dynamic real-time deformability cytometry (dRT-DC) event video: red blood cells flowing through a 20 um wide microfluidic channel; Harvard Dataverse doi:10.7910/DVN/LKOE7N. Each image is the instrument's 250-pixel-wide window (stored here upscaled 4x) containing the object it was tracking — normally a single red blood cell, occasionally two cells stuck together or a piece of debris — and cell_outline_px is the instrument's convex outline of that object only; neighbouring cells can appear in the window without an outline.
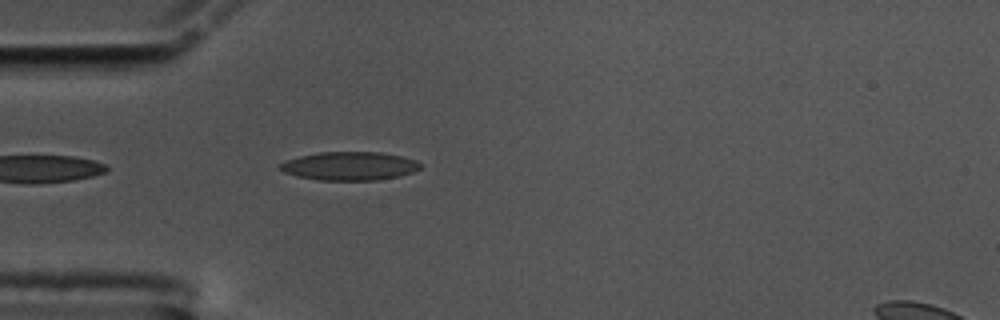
{"species": "common noctule bat (a hibernating species)", "species_latin": "Nyctalus noctula", "temperature_condition": "cold", "stored_images_in_passage": 40, "camera_frame_rate_fps": 3000, "um_per_image_px": 0.085, "animal": {"sex": "male", "body_mass_g": 17.5, "forearm_length_mm": 52.3}, "frame": {"image": 1, "passage_image": 3, "time_ms": 0.667, "image_size_px": [1000, 320], "cell_outline_px": [[424, 164], [420, 168], [412, 172], [396, 176], [376, 180], [316, 180], [296, 176], [284, 172], [280, 168], [280, 164], [284, 160], [300, 156], [320, 152], [380, 152], [400, 156], [416, 160]], "centroid_in_image_um": [29.7, 14.11], "position_along_channel_um": 55.3, "area_um2": 23.24}}
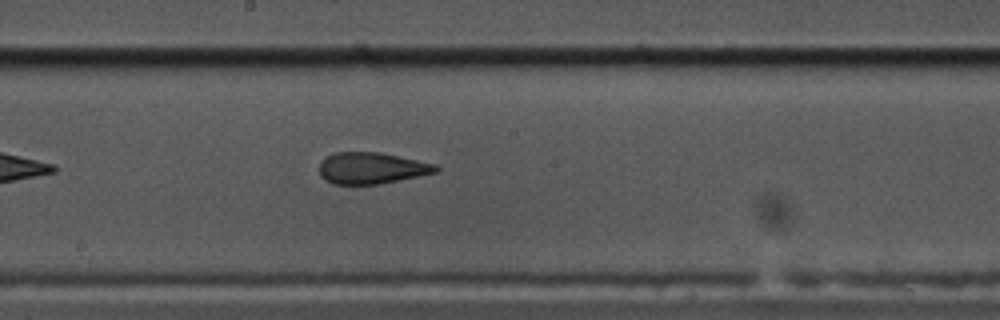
{"frame": {"image": 2, "passage_image": 17, "time_ms": 5.333, "image_size_px": [1000, 320], "cell_outline_px": [[440, 168], [436, 172], [380, 184], [332, 184], [324, 180], [320, 176], [320, 160], [336, 152], [380, 152], [436, 164]], "centroid_in_image_um": [31.56, 14.29], "position_along_channel_um": 216.6, "area_um2": 21.33}}
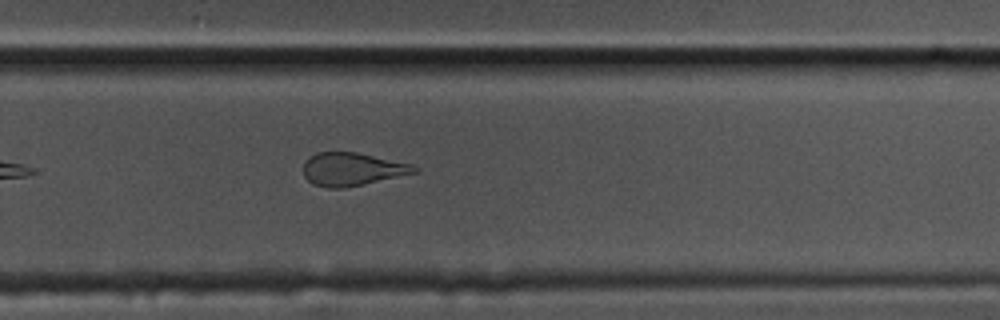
{"frame": {"image": 3, "passage_image": 24, "time_ms": 7.667, "image_size_px": [1000, 320], "cell_outline_px": [[420, 172], [364, 184], [344, 188], [328, 188], [312, 184], [304, 176], [304, 164], [316, 152], [356, 152], [408, 164], [420, 168]], "centroid_in_image_um": [29.94, 14.4], "position_along_channel_um": 299.9, "area_um2": 21.15}, "authors_computed_cell_mechanics": {"area_um2": 22.4264, "velocity_mm_per_s": 3.573, "shape_relaxation_time_tau1_ms": 9.948, "shape_relaxation_time_tau2_ms": 1.8957, "deformation_change_tau1": 0.2371, "deformation_change_tau2": 0.1}}